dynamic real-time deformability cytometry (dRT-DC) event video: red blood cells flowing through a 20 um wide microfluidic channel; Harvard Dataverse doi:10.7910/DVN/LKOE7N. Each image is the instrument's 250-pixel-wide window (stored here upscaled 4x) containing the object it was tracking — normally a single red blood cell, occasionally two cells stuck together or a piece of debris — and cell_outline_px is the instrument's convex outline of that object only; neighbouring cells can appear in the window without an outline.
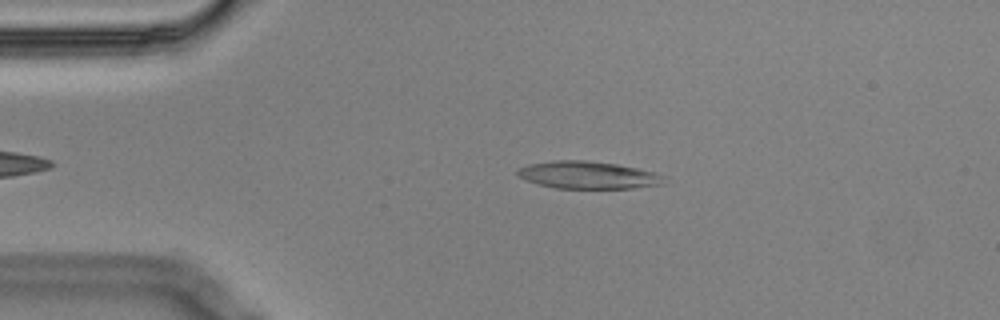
{"species": "Egyptian fruit bat (a non-hibernating species)", "species_latin": "Rousettus aegyptiacus", "temperature_condition": "cold", "stored_images_in_passage": 3, "camera_frame_rate_fps": 3000, "um_per_image_px": 0.085, "animal": {"sex": "male"}, "frame": {"image": 1, "passage_image": 2, "time_ms": 0.333, "image_size_px": [1000, 320], "cell_outline_px": [[664, 184], [632, 188], [556, 188], [536, 184], [524, 180], [516, 172], [516, 168], [528, 164], [552, 160], [584, 160], [616, 164], [636, 168], [652, 172], [664, 176]], "centroid_in_image_um": [49.91, 14.88], "position_along_channel_um": 35.1, "area_um2": 23.41}}